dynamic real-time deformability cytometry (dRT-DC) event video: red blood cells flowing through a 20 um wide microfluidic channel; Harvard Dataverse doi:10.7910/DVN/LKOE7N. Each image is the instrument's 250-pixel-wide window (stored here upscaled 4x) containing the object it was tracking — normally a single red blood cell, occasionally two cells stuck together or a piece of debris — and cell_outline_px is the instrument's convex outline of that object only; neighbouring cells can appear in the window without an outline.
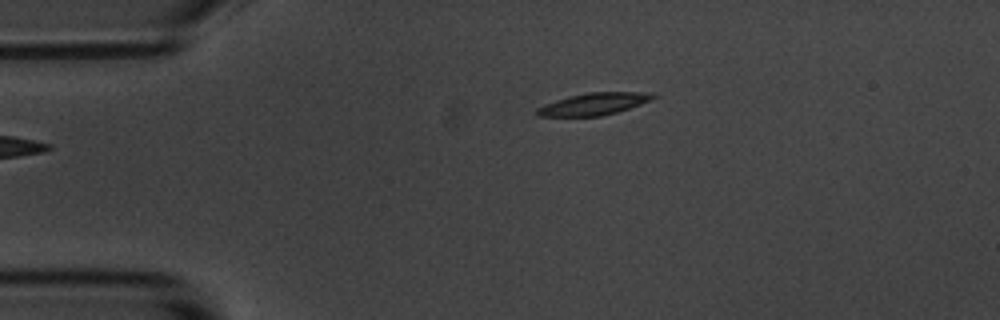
{"species": "common noctule bat (a hibernating species)", "species_latin": "Nyctalus noctula", "temperature_condition": "room temperature", "stored_images_in_passage": 3, "camera_frame_rate_fps": 3000, "um_per_image_px": 0.085, "animal": {"sex": "male", "body_mass_g": 20.1, "forearm_length_mm": 53.5}, "frame": {"image": 1, "passage_image": 1, "time_ms": 0.0, "image_size_px": [1000, 320], "cell_outline_px": [[656, 96], [640, 104], [616, 112], [600, 116], [536, 116], [532, 112], [536, 108], [544, 104], [568, 96], [588, 92], [640, 92]], "centroid_in_image_um": [50.33, 8.85], "position_along_channel_um": 34.7, "area_um2": 14.74}}